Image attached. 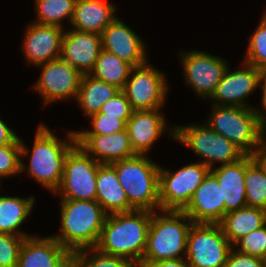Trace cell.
I'll return each mask as SVG.
<instances>
[{
	"instance_id": "27",
	"label": "cell",
	"mask_w": 266,
	"mask_h": 267,
	"mask_svg": "<svg viewBox=\"0 0 266 267\" xmlns=\"http://www.w3.org/2000/svg\"><path fill=\"white\" fill-rule=\"evenodd\" d=\"M34 203L33 196H0V233L29 237L28 234L22 233L19 227L27 220Z\"/></svg>"
},
{
	"instance_id": "35",
	"label": "cell",
	"mask_w": 266,
	"mask_h": 267,
	"mask_svg": "<svg viewBox=\"0 0 266 267\" xmlns=\"http://www.w3.org/2000/svg\"><path fill=\"white\" fill-rule=\"evenodd\" d=\"M236 245L239 247L237 251L262 258L266 253V223L238 239L233 247L235 248Z\"/></svg>"
},
{
	"instance_id": "11",
	"label": "cell",
	"mask_w": 266,
	"mask_h": 267,
	"mask_svg": "<svg viewBox=\"0 0 266 267\" xmlns=\"http://www.w3.org/2000/svg\"><path fill=\"white\" fill-rule=\"evenodd\" d=\"M166 75L151 67L148 62L132 67L122 91L133 111L161 109L165 104L168 86Z\"/></svg>"
},
{
	"instance_id": "13",
	"label": "cell",
	"mask_w": 266,
	"mask_h": 267,
	"mask_svg": "<svg viewBox=\"0 0 266 267\" xmlns=\"http://www.w3.org/2000/svg\"><path fill=\"white\" fill-rule=\"evenodd\" d=\"M39 80L34 85L43 98V104L74 98L76 100L82 74L62 58L44 64Z\"/></svg>"
},
{
	"instance_id": "1",
	"label": "cell",
	"mask_w": 266,
	"mask_h": 267,
	"mask_svg": "<svg viewBox=\"0 0 266 267\" xmlns=\"http://www.w3.org/2000/svg\"><path fill=\"white\" fill-rule=\"evenodd\" d=\"M150 221L148 210L107 215L95 248L107 255L126 258L138 267L144 256Z\"/></svg>"
},
{
	"instance_id": "30",
	"label": "cell",
	"mask_w": 266,
	"mask_h": 267,
	"mask_svg": "<svg viewBox=\"0 0 266 267\" xmlns=\"http://www.w3.org/2000/svg\"><path fill=\"white\" fill-rule=\"evenodd\" d=\"M247 206L266 210V174L252 161L245 174Z\"/></svg>"
},
{
	"instance_id": "37",
	"label": "cell",
	"mask_w": 266,
	"mask_h": 267,
	"mask_svg": "<svg viewBox=\"0 0 266 267\" xmlns=\"http://www.w3.org/2000/svg\"><path fill=\"white\" fill-rule=\"evenodd\" d=\"M100 113L107 114L108 116L117 117L122 119L125 123L132 116L133 109L130 102L126 98L125 93L120 90L110 100L106 101Z\"/></svg>"
},
{
	"instance_id": "8",
	"label": "cell",
	"mask_w": 266,
	"mask_h": 267,
	"mask_svg": "<svg viewBox=\"0 0 266 267\" xmlns=\"http://www.w3.org/2000/svg\"><path fill=\"white\" fill-rule=\"evenodd\" d=\"M232 247L219 224L193 223L185 260L190 267H225Z\"/></svg>"
},
{
	"instance_id": "3",
	"label": "cell",
	"mask_w": 266,
	"mask_h": 267,
	"mask_svg": "<svg viewBox=\"0 0 266 267\" xmlns=\"http://www.w3.org/2000/svg\"><path fill=\"white\" fill-rule=\"evenodd\" d=\"M67 134L68 141H63L41 123L34 137L28 167L21 159V172L27 168L29 176L53 193L61 183L67 154L77 145L75 132Z\"/></svg>"
},
{
	"instance_id": "6",
	"label": "cell",
	"mask_w": 266,
	"mask_h": 267,
	"mask_svg": "<svg viewBox=\"0 0 266 267\" xmlns=\"http://www.w3.org/2000/svg\"><path fill=\"white\" fill-rule=\"evenodd\" d=\"M212 106L211 116L205 123L250 155L262 140V128L255 108Z\"/></svg>"
},
{
	"instance_id": "32",
	"label": "cell",
	"mask_w": 266,
	"mask_h": 267,
	"mask_svg": "<svg viewBox=\"0 0 266 267\" xmlns=\"http://www.w3.org/2000/svg\"><path fill=\"white\" fill-rule=\"evenodd\" d=\"M22 139H18L13 144L0 146V178L21 173V158L28 154V148ZM0 179V180H1Z\"/></svg>"
},
{
	"instance_id": "2",
	"label": "cell",
	"mask_w": 266,
	"mask_h": 267,
	"mask_svg": "<svg viewBox=\"0 0 266 267\" xmlns=\"http://www.w3.org/2000/svg\"><path fill=\"white\" fill-rule=\"evenodd\" d=\"M61 232L52 235L70 252L95 248L107 214L96 200L61 199Z\"/></svg>"
},
{
	"instance_id": "4",
	"label": "cell",
	"mask_w": 266,
	"mask_h": 267,
	"mask_svg": "<svg viewBox=\"0 0 266 267\" xmlns=\"http://www.w3.org/2000/svg\"><path fill=\"white\" fill-rule=\"evenodd\" d=\"M157 212H151L146 248L141 262L185 258L187 236L193 221L183 211ZM183 252L185 256L181 255Z\"/></svg>"
},
{
	"instance_id": "29",
	"label": "cell",
	"mask_w": 266,
	"mask_h": 267,
	"mask_svg": "<svg viewBox=\"0 0 266 267\" xmlns=\"http://www.w3.org/2000/svg\"><path fill=\"white\" fill-rule=\"evenodd\" d=\"M35 23L63 27V20L71 22L76 0H35Z\"/></svg>"
},
{
	"instance_id": "15",
	"label": "cell",
	"mask_w": 266,
	"mask_h": 267,
	"mask_svg": "<svg viewBox=\"0 0 266 267\" xmlns=\"http://www.w3.org/2000/svg\"><path fill=\"white\" fill-rule=\"evenodd\" d=\"M100 35L102 49L111 52L132 67L147 62L145 42L121 19L113 20Z\"/></svg>"
},
{
	"instance_id": "41",
	"label": "cell",
	"mask_w": 266,
	"mask_h": 267,
	"mask_svg": "<svg viewBox=\"0 0 266 267\" xmlns=\"http://www.w3.org/2000/svg\"><path fill=\"white\" fill-rule=\"evenodd\" d=\"M20 137L0 118V146L15 143Z\"/></svg>"
},
{
	"instance_id": "33",
	"label": "cell",
	"mask_w": 266,
	"mask_h": 267,
	"mask_svg": "<svg viewBox=\"0 0 266 267\" xmlns=\"http://www.w3.org/2000/svg\"><path fill=\"white\" fill-rule=\"evenodd\" d=\"M244 61L266 71V13L249 39Z\"/></svg>"
},
{
	"instance_id": "19",
	"label": "cell",
	"mask_w": 266,
	"mask_h": 267,
	"mask_svg": "<svg viewBox=\"0 0 266 267\" xmlns=\"http://www.w3.org/2000/svg\"><path fill=\"white\" fill-rule=\"evenodd\" d=\"M161 109L151 111H133L132 116L126 122V130L132 149L136 154L147 155L150 147L158 137L167 132L174 139V126L166 125V119ZM168 127V128H167Z\"/></svg>"
},
{
	"instance_id": "22",
	"label": "cell",
	"mask_w": 266,
	"mask_h": 267,
	"mask_svg": "<svg viewBox=\"0 0 266 267\" xmlns=\"http://www.w3.org/2000/svg\"><path fill=\"white\" fill-rule=\"evenodd\" d=\"M253 161L251 155H245L239 161L220 165L210 171L214 174L222 189V200L225 203V214L247 206L245 174L246 167Z\"/></svg>"
},
{
	"instance_id": "20",
	"label": "cell",
	"mask_w": 266,
	"mask_h": 267,
	"mask_svg": "<svg viewBox=\"0 0 266 267\" xmlns=\"http://www.w3.org/2000/svg\"><path fill=\"white\" fill-rule=\"evenodd\" d=\"M72 252L64 248L53 236H29L20 248L17 267H62Z\"/></svg>"
},
{
	"instance_id": "39",
	"label": "cell",
	"mask_w": 266,
	"mask_h": 267,
	"mask_svg": "<svg viewBox=\"0 0 266 267\" xmlns=\"http://www.w3.org/2000/svg\"><path fill=\"white\" fill-rule=\"evenodd\" d=\"M259 86L262 87V97H261V100H262V108L261 110L260 109H256L255 107V112L258 116V119H259V122H260V125H261V128L266 124V71H263L262 72V75H261V79H260V83H259ZM265 111V112H263Z\"/></svg>"
},
{
	"instance_id": "36",
	"label": "cell",
	"mask_w": 266,
	"mask_h": 267,
	"mask_svg": "<svg viewBox=\"0 0 266 267\" xmlns=\"http://www.w3.org/2000/svg\"><path fill=\"white\" fill-rule=\"evenodd\" d=\"M24 237L0 233V264L4 267H17L20 248Z\"/></svg>"
},
{
	"instance_id": "34",
	"label": "cell",
	"mask_w": 266,
	"mask_h": 267,
	"mask_svg": "<svg viewBox=\"0 0 266 267\" xmlns=\"http://www.w3.org/2000/svg\"><path fill=\"white\" fill-rule=\"evenodd\" d=\"M92 122L91 130L77 131L75 135H111L126 129V123L117 117L96 113L89 116Z\"/></svg>"
},
{
	"instance_id": "40",
	"label": "cell",
	"mask_w": 266,
	"mask_h": 267,
	"mask_svg": "<svg viewBox=\"0 0 266 267\" xmlns=\"http://www.w3.org/2000/svg\"><path fill=\"white\" fill-rule=\"evenodd\" d=\"M138 267H190L187 261L182 259L161 260L157 262H141Z\"/></svg>"
},
{
	"instance_id": "42",
	"label": "cell",
	"mask_w": 266,
	"mask_h": 267,
	"mask_svg": "<svg viewBox=\"0 0 266 267\" xmlns=\"http://www.w3.org/2000/svg\"><path fill=\"white\" fill-rule=\"evenodd\" d=\"M250 155L253 161L266 174V144L261 140L258 147Z\"/></svg>"
},
{
	"instance_id": "38",
	"label": "cell",
	"mask_w": 266,
	"mask_h": 267,
	"mask_svg": "<svg viewBox=\"0 0 266 267\" xmlns=\"http://www.w3.org/2000/svg\"><path fill=\"white\" fill-rule=\"evenodd\" d=\"M225 267H264L262 258L246 255L242 252L234 250V247L231 248Z\"/></svg>"
},
{
	"instance_id": "28",
	"label": "cell",
	"mask_w": 266,
	"mask_h": 267,
	"mask_svg": "<svg viewBox=\"0 0 266 267\" xmlns=\"http://www.w3.org/2000/svg\"><path fill=\"white\" fill-rule=\"evenodd\" d=\"M131 69L132 66L130 64L111 52L102 49L90 75L122 90L129 78Z\"/></svg>"
},
{
	"instance_id": "18",
	"label": "cell",
	"mask_w": 266,
	"mask_h": 267,
	"mask_svg": "<svg viewBox=\"0 0 266 267\" xmlns=\"http://www.w3.org/2000/svg\"><path fill=\"white\" fill-rule=\"evenodd\" d=\"M183 212L193 223L218 224L222 220L225 215L222 189L211 171L204 177Z\"/></svg>"
},
{
	"instance_id": "45",
	"label": "cell",
	"mask_w": 266,
	"mask_h": 267,
	"mask_svg": "<svg viewBox=\"0 0 266 267\" xmlns=\"http://www.w3.org/2000/svg\"><path fill=\"white\" fill-rule=\"evenodd\" d=\"M263 266L266 267V253L262 257Z\"/></svg>"
},
{
	"instance_id": "9",
	"label": "cell",
	"mask_w": 266,
	"mask_h": 267,
	"mask_svg": "<svg viewBox=\"0 0 266 267\" xmlns=\"http://www.w3.org/2000/svg\"><path fill=\"white\" fill-rule=\"evenodd\" d=\"M209 171L201 162L187 164L175 172L160 166V210L183 211Z\"/></svg>"
},
{
	"instance_id": "5",
	"label": "cell",
	"mask_w": 266,
	"mask_h": 267,
	"mask_svg": "<svg viewBox=\"0 0 266 267\" xmlns=\"http://www.w3.org/2000/svg\"><path fill=\"white\" fill-rule=\"evenodd\" d=\"M111 165L115 168L119 183L134 210H160V165L145 154H136Z\"/></svg>"
},
{
	"instance_id": "17",
	"label": "cell",
	"mask_w": 266,
	"mask_h": 267,
	"mask_svg": "<svg viewBox=\"0 0 266 267\" xmlns=\"http://www.w3.org/2000/svg\"><path fill=\"white\" fill-rule=\"evenodd\" d=\"M102 50L101 35L74 29L64 31L61 58L76 68L82 75L90 74Z\"/></svg>"
},
{
	"instance_id": "31",
	"label": "cell",
	"mask_w": 266,
	"mask_h": 267,
	"mask_svg": "<svg viewBox=\"0 0 266 267\" xmlns=\"http://www.w3.org/2000/svg\"><path fill=\"white\" fill-rule=\"evenodd\" d=\"M72 256L77 267H135L126 258L107 255L96 248L81 249L73 252Z\"/></svg>"
},
{
	"instance_id": "25",
	"label": "cell",
	"mask_w": 266,
	"mask_h": 267,
	"mask_svg": "<svg viewBox=\"0 0 266 267\" xmlns=\"http://www.w3.org/2000/svg\"><path fill=\"white\" fill-rule=\"evenodd\" d=\"M266 223V210L245 206L241 209L227 212L218 223L233 245L241 237L262 227Z\"/></svg>"
},
{
	"instance_id": "21",
	"label": "cell",
	"mask_w": 266,
	"mask_h": 267,
	"mask_svg": "<svg viewBox=\"0 0 266 267\" xmlns=\"http://www.w3.org/2000/svg\"><path fill=\"white\" fill-rule=\"evenodd\" d=\"M76 144L97 162L111 164L136 153L131 147L127 130L111 135H75Z\"/></svg>"
},
{
	"instance_id": "26",
	"label": "cell",
	"mask_w": 266,
	"mask_h": 267,
	"mask_svg": "<svg viewBox=\"0 0 266 267\" xmlns=\"http://www.w3.org/2000/svg\"><path fill=\"white\" fill-rule=\"evenodd\" d=\"M120 89L105 81L94 78L90 74H83L77 95V104L79 103L84 114L91 116L99 113L102 105L110 100Z\"/></svg>"
},
{
	"instance_id": "10",
	"label": "cell",
	"mask_w": 266,
	"mask_h": 267,
	"mask_svg": "<svg viewBox=\"0 0 266 267\" xmlns=\"http://www.w3.org/2000/svg\"><path fill=\"white\" fill-rule=\"evenodd\" d=\"M100 162L76 145L65 159L63 176L55 190L62 199L96 200V179Z\"/></svg>"
},
{
	"instance_id": "16",
	"label": "cell",
	"mask_w": 266,
	"mask_h": 267,
	"mask_svg": "<svg viewBox=\"0 0 266 267\" xmlns=\"http://www.w3.org/2000/svg\"><path fill=\"white\" fill-rule=\"evenodd\" d=\"M26 29L22 50L30 65L61 58L63 28L32 22Z\"/></svg>"
},
{
	"instance_id": "14",
	"label": "cell",
	"mask_w": 266,
	"mask_h": 267,
	"mask_svg": "<svg viewBox=\"0 0 266 267\" xmlns=\"http://www.w3.org/2000/svg\"><path fill=\"white\" fill-rule=\"evenodd\" d=\"M243 65L244 68L236 71L230 70L228 66L210 98L213 105L255 108L250 107L245 99L259 88L262 71L245 61Z\"/></svg>"
},
{
	"instance_id": "43",
	"label": "cell",
	"mask_w": 266,
	"mask_h": 267,
	"mask_svg": "<svg viewBox=\"0 0 266 267\" xmlns=\"http://www.w3.org/2000/svg\"><path fill=\"white\" fill-rule=\"evenodd\" d=\"M62 267H77L73 256Z\"/></svg>"
},
{
	"instance_id": "7",
	"label": "cell",
	"mask_w": 266,
	"mask_h": 267,
	"mask_svg": "<svg viewBox=\"0 0 266 267\" xmlns=\"http://www.w3.org/2000/svg\"><path fill=\"white\" fill-rule=\"evenodd\" d=\"M174 128V140L183 143L182 145H186L203 158L201 163L210 169L215 162H220L221 165L231 164L246 155L238 146L212 130L206 123Z\"/></svg>"
},
{
	"instance_id": "12",
	"label": "cell",
	"mask_w": 266,
	"mask_h": 267,
	"mask_svg": "<svg viewBox=\"0 0 266 267\" xmlns=\"http://www.w3.org/2000/svg\"><path fill=\"white\" fill-rule=\"evenodd\" d=\"M185 82L198 96L211 98L228 68L227 62L218 56L192 50L182 53Z\"/></svg>"
},
{
	"instance_id": "24",
	"label": "cell",
	"mask_w": 266,
	"mask_h": 267,
	"mask_svg": "<svg viewBox=\"0 0 266 267\" xmlns=\"http://www.w3.org/2000/svg\"><path fill=\"white\" fill-rule=\"evenodd\" d=\"M96 201L107 215L134 210L125 190L121 187L115 168L111 164H101L96 179Z\"/></svg>"
},
{
	"instance_id": "23",
	"label": "cell",
	"mask_w": 266,
	"mask_h": 267,
	"mask_svg": "<svg viewBox=\"0 0 266 267\" xmlns=\"http://www.w3.org/2000/svg\"><path fill=\"white\" fill-rule=\"evenodd\" d=\"M114 4L104 0H76L71 22L74 30L101 34L117 17Z\"/></svg>"
},
{
	"instance_id": "44",
	"label": "cell",
	"mask_w": 266,
	"mask_h": 267,
	"mask_svg": "<svg viewBox=\"0 0 266 267\" xmlns=\"http://www.w3.org/2000/svg\"><path fill=\"white\" fill-rule=\"evenodd\" d=\"M262 141L266 144V124L262 127Z\"/></svg>"
}]
</instances>
